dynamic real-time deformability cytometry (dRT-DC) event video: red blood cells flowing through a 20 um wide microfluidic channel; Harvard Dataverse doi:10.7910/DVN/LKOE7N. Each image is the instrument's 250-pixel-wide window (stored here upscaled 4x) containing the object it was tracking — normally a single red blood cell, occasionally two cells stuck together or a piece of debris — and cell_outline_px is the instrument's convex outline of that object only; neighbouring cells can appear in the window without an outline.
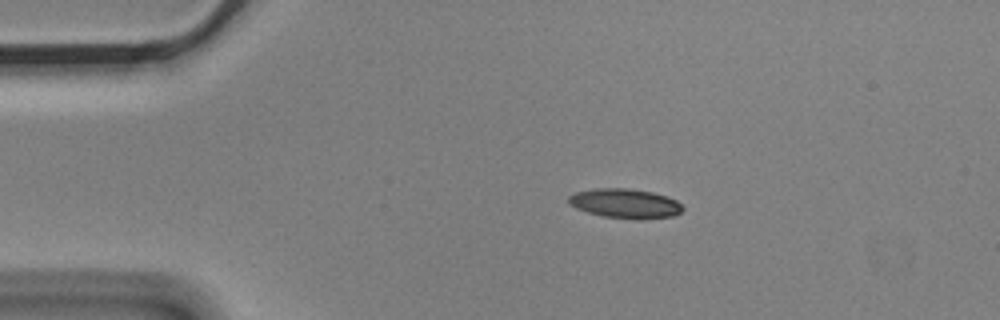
{"species": "Egyptian fruit bat (a non-hibernating species)", "species_latin": "Rousettus aegyptiacus", "temperature_condition": "cold", "stored_images_in_passage": 4, "camera_frame_rate_fps": 3000, "um_per_image_px": 0.085, "animal": {"sex": "male"}, "frame": {"image": 1, "passage_image": 2, "time_ms": 0.333, "image_size_px": [1000, 320], "cell_outline_px": [[684, 208], [680, 212], [672, 216], [640, 220], [604, 216], [588, 212], [576, 208], [568, 204], [568, 196], [576, 192], [596, 188], [628, 188], [652, 192], [668, 196], [676, 200]], "centroid_in_image_um": [53.14, 17.29], "position_along_channel_um": 31.9, "area_um2": 19.65}}
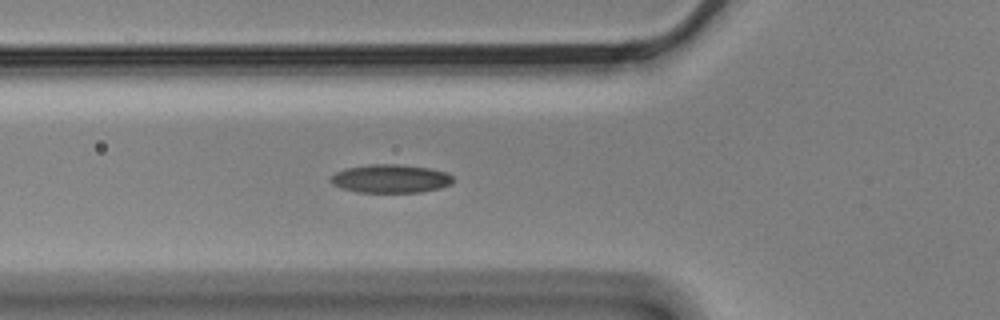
{"frame": {"image": 2, "passage_image": 4, "time_ms": 1.0, "image_size_px": [1000, 320], "cell_outline_px": [[452, 184], [440, 188], [420, 192], [356, 192], [340, 188], [332, 184], [328, 180], [336, 172], [348, 168], [368, 164], [396, 164], [428, 168], [448, 172], [452, 176]], "centroid_in_image_um": [33.18, 15.19], "position_along_channel_um": 92.6, "area_um2": 20.29}}